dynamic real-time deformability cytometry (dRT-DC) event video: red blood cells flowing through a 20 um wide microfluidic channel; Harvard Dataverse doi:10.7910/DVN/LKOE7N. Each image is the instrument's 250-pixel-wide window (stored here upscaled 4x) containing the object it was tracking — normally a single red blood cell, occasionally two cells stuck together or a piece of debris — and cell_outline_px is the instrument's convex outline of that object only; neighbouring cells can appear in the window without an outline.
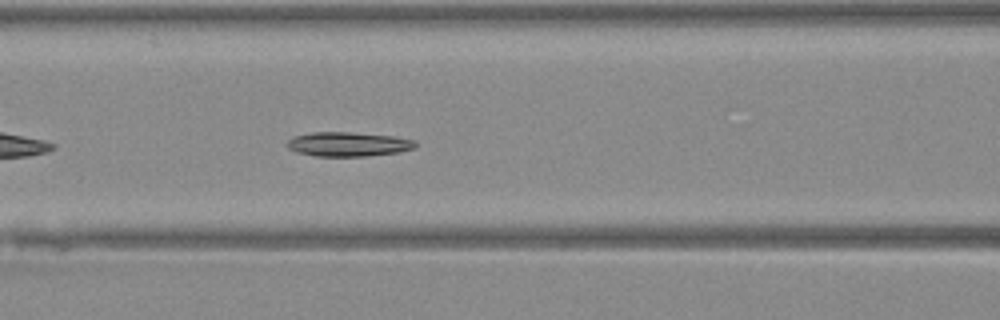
{"species": "Egyptian fruit bat (a non-hibernating species)", "species_latin": "Rousettus aegyptiacus", "temperature_condition": "warm", "stored_images_in_passage": 33, "camera_frame_rate_fps": 3000, "um_per_image_px": 0.085, "animal": {"sex": "female"}, "frame": {"image": 1, "passage_image": 6, "time_ms": 1.667, "image_size_px": [1000, 320], "cell_outline_px": [[416, 148], [400, 152], [368, 156], [316, 156], [296, 152], [288, 148], [284, 144], [292, 136], [312, 132], [348, 132], [392, 136], [416, 140]], "centroid_in_image_um": [29.58, 12.26], "position_along_channel_um": 137.0, "area_um2": 18.38}}
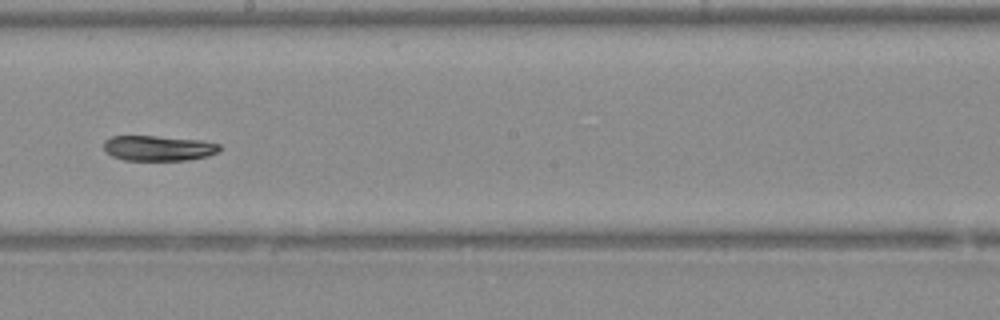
{"frame": {"image": 2, "passage_image": 13, "time_ms": 4.0, "image_size_px": [1000, 320], "cell_outline_px": [[220, 152], [208, 156], [188, 160], [124, 160], [112, 156], [104, 148], [104, 140], [112, 136], [156, 136], [200, 140], [220, 144]], "centroid_in_image_um": [13.49, 12.59], "position_along_channel_um": 234.7, "area_um2": 17.05}}
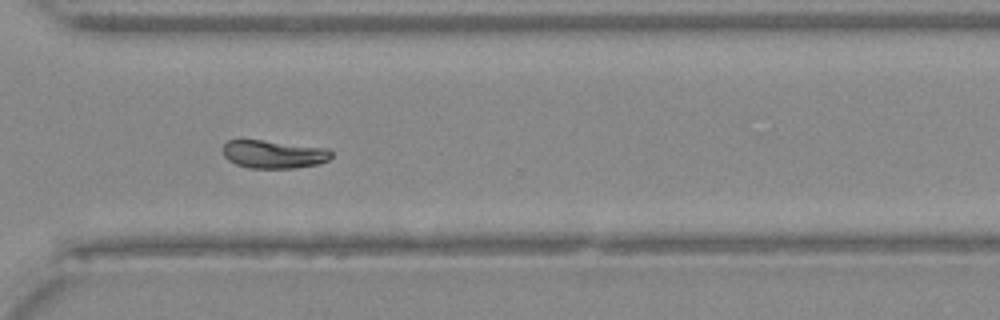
{"frame": {"image": 3, "passage_image": 21, "time_ms": 6.667, "image_size_px": [1000, 320], "cell_outline_px": [[332, 156], [328, 160], [320, 164], [296, 168], [248, 168], [236, 164], [228, 160], [224, 156], [220, 148], [228, 140], [260, 140], [328, 148], [332, 152]], "centroid_in_image_um": [23.25, 13.12], "position_along_channel_um": 347.4, "area_um2": 17.92}}